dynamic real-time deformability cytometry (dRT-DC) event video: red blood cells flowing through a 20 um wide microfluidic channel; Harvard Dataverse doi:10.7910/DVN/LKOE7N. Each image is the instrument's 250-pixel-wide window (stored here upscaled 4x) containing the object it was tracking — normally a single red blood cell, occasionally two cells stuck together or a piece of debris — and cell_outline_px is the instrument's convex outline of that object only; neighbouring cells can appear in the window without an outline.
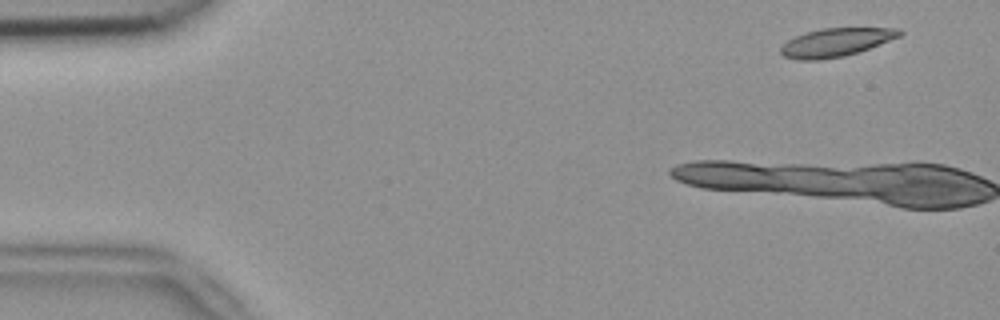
{"species": "common noctule bat (a hibernating species)", "species_latin": "Nyctalus noctula", "temperature_condition": "room temperature", "stored_images_in_passage": 12, "camera_frame_rate_fps": 3000, "um_per_image_px": 0.085, "animal": {"sex": "female", "body_mass_g": 18.4}, "frame": {"image": 1, "passage_image": 4, "time_ms": 1.0, "image_size_px": [1000, 320], "cell_outline_px": [[904, 32], [900, 36], [860, 52], [844, 56], [820, 60], [796, 60], [784, 56], [780, 52], [780, 48], [788, 40], [804, 32], [824, 28], [900, 28]], "centroid_in_image_um": [71.06, 3.6], "position_along_channel_um": 13.9, "area_um2": 19.71}}